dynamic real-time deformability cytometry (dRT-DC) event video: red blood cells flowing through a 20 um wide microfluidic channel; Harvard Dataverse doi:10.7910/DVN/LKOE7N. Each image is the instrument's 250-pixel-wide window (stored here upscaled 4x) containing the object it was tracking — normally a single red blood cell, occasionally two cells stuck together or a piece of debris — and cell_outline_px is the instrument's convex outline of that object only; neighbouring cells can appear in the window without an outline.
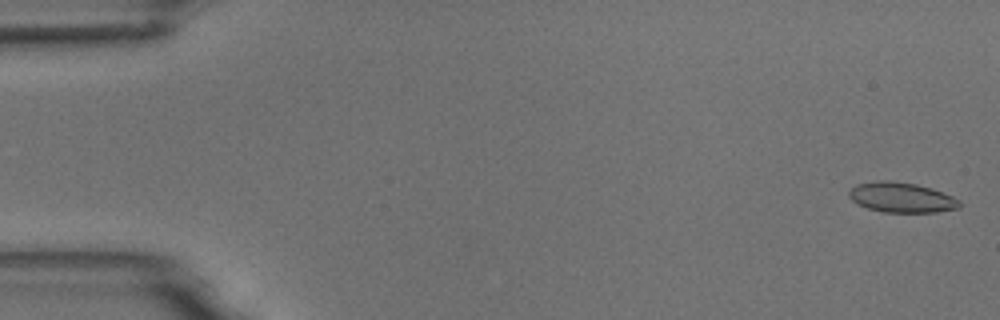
{"species": "common noctule bat (a hibernating species)", "species_latin": "Nyctalus noctula", "temperature_condition": "room temperature", "stored_images_in_passage": 5, "camera_frame_rate_fps": 3000, "um_per_image_px": 0.085, "animal": {"sex": "male", "body_mass_g": 18.8}, "frame": {"image": 1, "passage_image": 1, "time_ms": 0.0, "image_size_px": [1000, 320], "cell_outline_px": [[960, 208], [936, 212], [884, 212], [868, 208], [856, 204], [848, 196], [848, 192], [856, 184], [880, 180], [888, 180], [916, 184], [932, 188], [952, 196], [960, 200]], "centroid_in_image_um": [76.62, 16.78], "position_along_channel_um": 8.4, "area_um2": 19.42}}
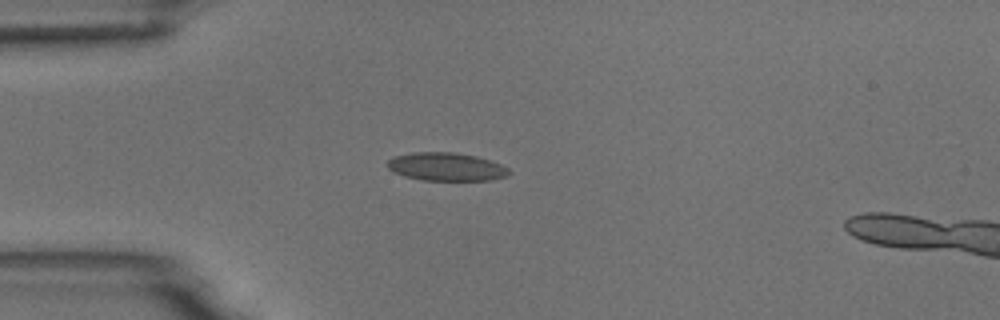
{"frame": {"image": 2, "passage_image": 4, "time_ms": 4.333, "image_size_px": [1000, 320], "cell_outline_px": [[512, 172], [508, 176], [492, 180], [420, 180], [404, 176], [392, 172], [388, 168], [388, 160], [392, 156], [412, 152], [452, 152], [476, 156], [500, 164], [508, 168]], "centroid_in_image_um": [37.91, 14.18], "position_along_channel_um": 47.1, "area_um2": 20.11}}